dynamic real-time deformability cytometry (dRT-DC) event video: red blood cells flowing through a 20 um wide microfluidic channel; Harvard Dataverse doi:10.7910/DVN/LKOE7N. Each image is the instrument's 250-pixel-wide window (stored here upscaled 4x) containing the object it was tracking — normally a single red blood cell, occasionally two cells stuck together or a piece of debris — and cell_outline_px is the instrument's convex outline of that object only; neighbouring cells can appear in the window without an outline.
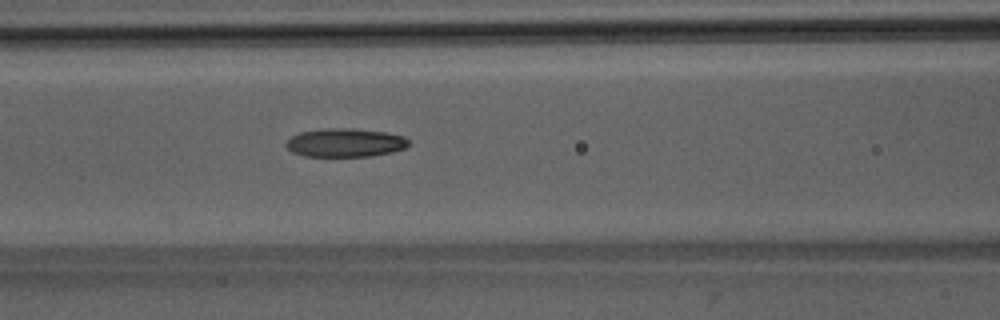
{"species": "Egyptian fruit bat (a non-hibernating species)", "species_latin": "Rousettus aegyptiacus", "temperature_condition": "room temperature", "stored_images_in_passage": 28, "camera_frame_rate_fps": 3000, "um_per_image_px": 0.085, "animal": {"sex": "male"}, "frame": {"image": 1, "passage_image": 8, "time_ms": 2.333, "image_size_px": [1000, 320], "cell_outline_px": [[412, 144], [404, 148], [392, 152], [372, 156], [304, 156], [292, 152], [284, 144], [292, 136], [300, 132], [324, 128], [352, 128], [388, 132], [404, 136]], "centroid_in_image_um": [29.37, 12.12], "position_along_channel_um": 137.2, "area_um2": 20.58}}